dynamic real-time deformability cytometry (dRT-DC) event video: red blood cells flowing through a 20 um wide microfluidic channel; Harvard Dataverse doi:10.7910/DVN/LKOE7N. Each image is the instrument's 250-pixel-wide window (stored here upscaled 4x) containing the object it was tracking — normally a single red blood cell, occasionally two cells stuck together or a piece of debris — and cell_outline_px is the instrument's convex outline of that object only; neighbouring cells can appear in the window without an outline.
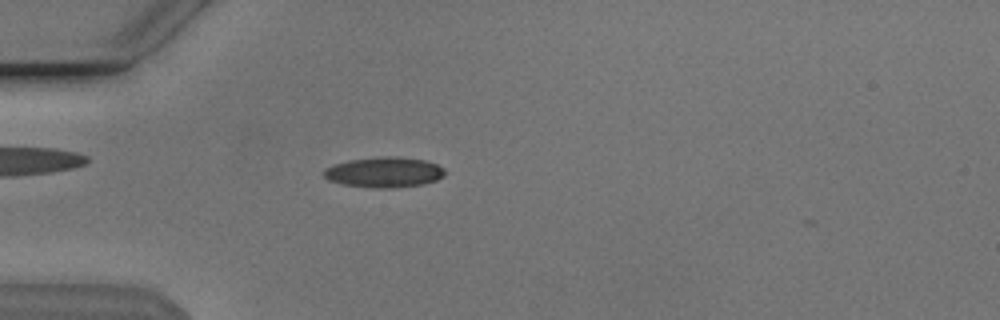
{"species": "Egyptian fruit bat (a non-hibernating species)", "species_latin": "Rousettus aegyptiacus", "temperature_condition": "cold", "stored_images_in_passage": 43, "camera_frame_rate_fps": 3000, "um_per_image_px": 0.085, "animal": {"sex": "male"}, "frame": {"image": 1, "passage_image": 7, "time_ms": 2.0, "image_size_px": [1000, 320], "cell_outline_px": [[444, 176], [436, 180], [424, 184], [392, 188], [376, 188], [344, 184], [328, 180], [324, 176], [324, 168], [332, 164], [348, 160], [376, 156], [396, 156], [424, 160], [436, 164], [444, 168]], "centroid_in_image_um": [32.64, 14.63], "position_along_channel_um": 52.4, "area_um2": 21.56}}
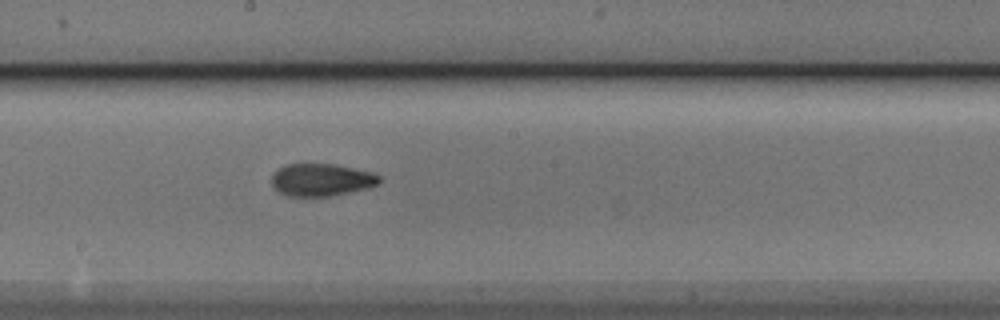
{"frame": {"image": 2, "passage_image": 21, "time_ms": 6.667, "image_size_px": [1000, 320], "cell_outline_px": [[380, 180], [376, 184], [364, 188], [332, 196], [288, 196], [280, 192], [272, 184], [272, 176], [284, 164], [336, 164], [372, 172], [380, 176]], "centroid_in_image_um": [27.31, 15.27], "position_along_channel_um": 220.9, "area_um2": 20.06}}
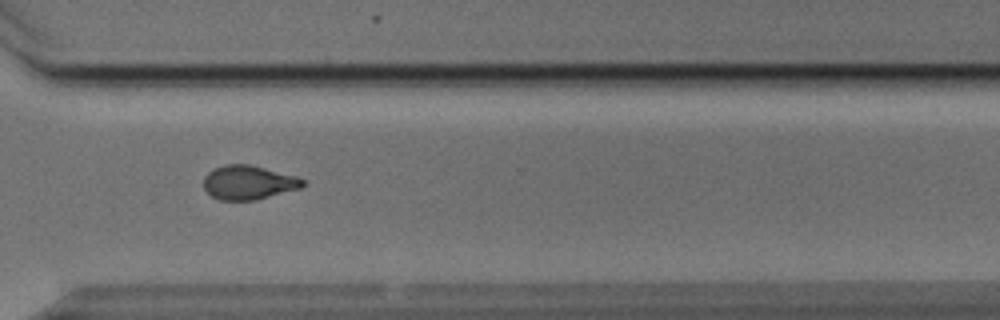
{"frame": {"image": 3, "passage_image": 31, "time_ms": 10.0, "image_size_px": [1000, 320], "cell_outline_px": [[308, 184], [300, 188], [256, 200], [220, 200], [212, 196], [204, 188], [204, 176], [208, 172], [224, 164], [248, 164], [296, 176], [304, 180]], "centroid_in_image_um": [21.13, 15.51], "position_along_channel_um": 349.5, "area_um2": 19.59}}